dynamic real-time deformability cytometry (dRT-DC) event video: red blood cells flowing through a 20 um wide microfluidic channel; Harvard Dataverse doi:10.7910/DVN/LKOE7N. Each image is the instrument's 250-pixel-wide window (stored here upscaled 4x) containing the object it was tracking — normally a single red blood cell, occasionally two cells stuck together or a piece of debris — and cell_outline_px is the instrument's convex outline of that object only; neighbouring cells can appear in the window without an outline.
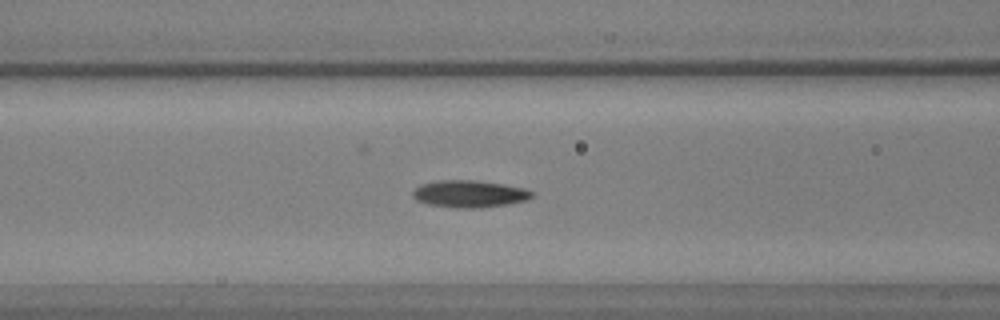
{"species": "common noctule bat (a hibernating species)", "species_latin": "Nyctalus noctula", "temperature_condition": "warm", "stored_images_in_passage": 40, "camera_frame_rate_fps": 3000, "um_per_image_px": 0.085, "animal": {"sex": "male", "body_mass_g": 17.9, "forearm_length_mm": 54.2}, "frame": {"image": 1, "passage_image": 10, "time_ms": 3.0, "image_size_px": [1000, 320], "cell_outline_px": [[536, 192], [528, 200], [508, 204], [480, 208], [456, 208], [428, 204], [416, 200], [412, 196], [412, 192], [420, 184], [440, 180], [476, 180], [528, 188]], "centroid_in_image_um": [39.94, 16.48], "position_along_channel_um": 126.7, "area_um2": 19.07}}
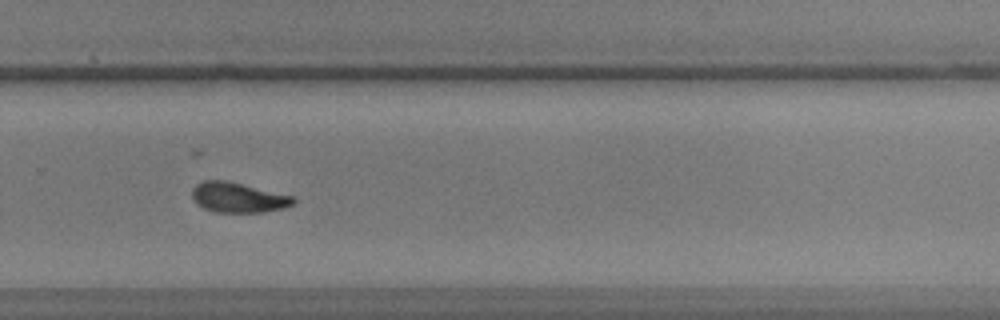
{"frame": {"image": 2, "passage_image": 24, "time_ms": 7.667, "image_size_px": [1000, 320], "cell_outline_px": [[296, 200], [292, 204], [284, 208], [260, 212], [212, 212], [196, 204], [192, 200], [192, 188], [196, 184], [204, 180], [228, 180], [292, 196]], "centroid_in_image_um": [20.18, 16.78], "position_along_channel_um": 309.6, "area_um2": 17.8}}
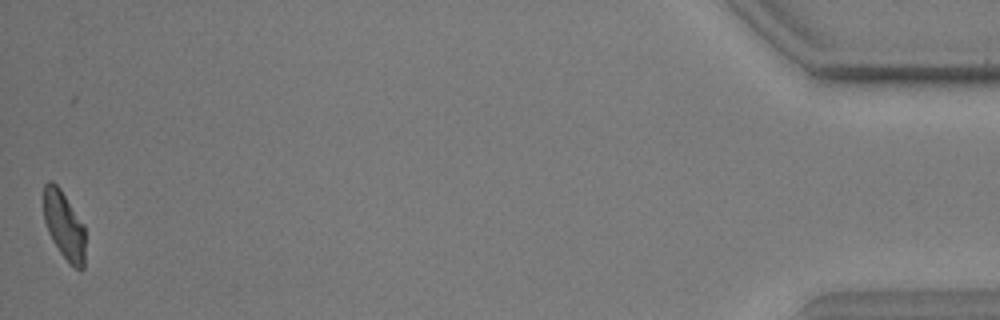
{"frame": {"image": 3, "passage_image": 40, "time_ms": 13.0, "image_size_px": [1000, 320], "cell_outline_px": [[84, 268], [80, 272], [60, 252], [52, 240], [48, 232], [44, 220], [44, 184], [48, 180], [52, 180], [60, 188], [84, 224]], "centroid_in_image_um": [5.44, 19.13], "position_along_channel_um": 429.8, "area_um2": 16.42}, "authors_computed_cell_mechanics": {"area_um2": 18.0047, "velocity_mm_per_s": 3.9235, "shape_relaxation_time_tau1_ms": 2.6277, "shape_relaxation_time_tau2_ms": 2.931, "deformation_change_tau1": 0.1319, "deformation_change_tau2": 0.0739}}